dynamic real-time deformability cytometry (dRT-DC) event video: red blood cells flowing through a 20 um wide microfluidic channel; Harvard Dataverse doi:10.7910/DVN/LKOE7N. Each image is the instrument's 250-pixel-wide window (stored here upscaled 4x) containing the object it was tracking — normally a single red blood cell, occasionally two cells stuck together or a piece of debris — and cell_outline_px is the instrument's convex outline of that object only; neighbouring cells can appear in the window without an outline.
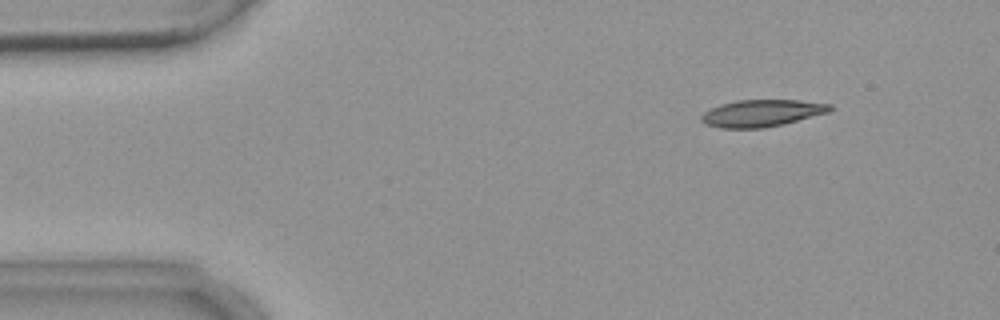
{"species": "common noctule bat (a hibernating species)", "species_latin": "Nyctalus noctula", "temperature_condition": "warm", "stored_images_in_passage": 5, "camera_frame_rate_fps": 3000, "um_per_image_px": 0.085, "animal": {"sex": "female", "body_mass_g": 18.4}, "frame": {"image": 1, "passage_image": 2, "time_ms": 1.333, "image_size_px": [1000, 320], "cell_outline_px": [[832, 108], [828, 112], [784, 124], [764, 128], [720, 128], [704, 124], [700, 120], [700, 116], [704, 112], [720, 104], [736, 100], [800, 100], [832, 104]], "centroid_in_image_um": [64.72, 9.62], "position_along_channel_um": 20.3, "area_um2": 20.29}}
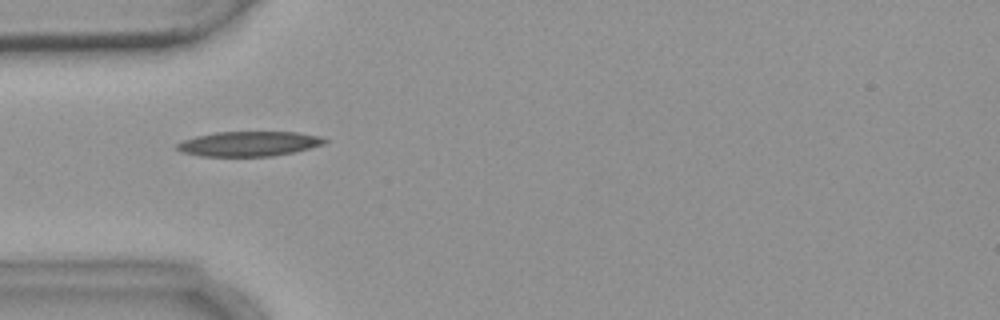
{"frame": {"image": 2, "passage_image": 5, "time_ms": 4.667, "image_size_px": [1000, 320], "cell_outline_px": [[328, 140], [324, 144], [292, 152], [272, 156], [200, 156], [180, 152], [176, 148], [176, 144], [184, 140], [196, 136], [216, 132], [296, 132], [320, 136]], "centroid_in_image_um": [21.13, 12.22], "position_along_channel_um": 63.9, "area_um2": 21.27}}